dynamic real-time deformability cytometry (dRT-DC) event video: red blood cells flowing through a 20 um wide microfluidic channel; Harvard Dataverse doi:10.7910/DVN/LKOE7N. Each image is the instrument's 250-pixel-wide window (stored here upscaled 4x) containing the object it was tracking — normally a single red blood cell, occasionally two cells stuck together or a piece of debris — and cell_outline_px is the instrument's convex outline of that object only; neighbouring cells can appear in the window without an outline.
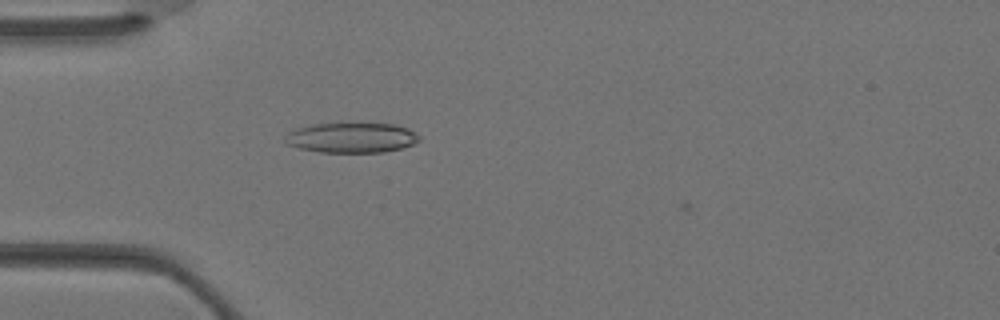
{"species": "Egyptian fruit bat (a non-hibernating species)", "species_latin": "Rousettus aegyptiacus", "temperature_condition": "warm", "stored_images_in_passage": 1, "camera_frame_rate_fps": 3000, "um_per_image_px": 0.085, "animal": {"sex": "female"}, "frame": {"image": 1, "passage_image": 1, "time_ms": 0.0, "image_size_px": [1000, 320], "cell_outline_px": [[420, 140], [404, 148], [384, 152], [320, 152], [300, 148], [288, 144], [284, 140], [288, 132], [296, 128], [312, 124], [396, 124], [408, 128], [420, 136]], "centroid_in_image_um": [29.9, 11.71], "position_along_channel_um": 55.1, "area_um2": 23.41}}